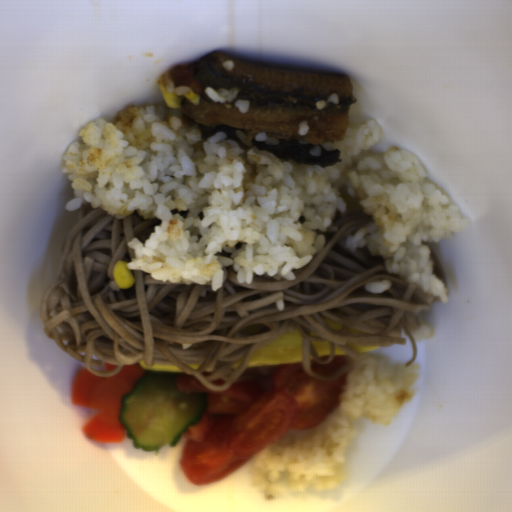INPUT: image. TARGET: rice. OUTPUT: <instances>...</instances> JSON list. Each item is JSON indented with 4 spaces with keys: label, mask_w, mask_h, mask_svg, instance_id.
I'll use <instances>...</instances> for the list:
<instances>
[{
    "label": "rice",
    "mask_w": 512,
    "mask_h": 512,
    "mask_svg": "<svg viewBox=\"0 0 512 512\" xmlns=\"http://www.w3.org/2000/svg\"><path fill=\"white\" fill-rule=\"evenodd\" d=\"M180 113L150 104L122 109L112 122L91 120L61 158L74 192L66 211L89 204L117 220L134 211L161 220L145 242L129 240L128 270L211 291L229 267L245 285L255 276L295 280L323 250L348 193L372 221L347 236V250L366 247L389 274L449 301L429 244L472 221L412 151L373 152L383 133L375 119L348 120L344 139L312 146L314 156L340 151L342 162L321 168L240 148L222 131L203 139L195 125L182 126Z\"/></svg>",
    "instance_id": "652b925c"
},
{
    "label": "rice",
    "mask_w": 512,
    "mask_h": 512,
    "mask_svg": "<svg viewBox=\"0 0 512 512\" xmlns=\"http://www.w3.org/2000/svg\"><path fill=\"white\" fill-rule=\"evenodd\" d=\"M420 365L391 364L390 357L365 356L354 363L341 388L339 405L313 428L290 430L254 455L251 486L266 501L306 489H336L348 476L346 450L357 432L355 421L389 425L412 398Z\"/></svg>",
    "instance_id": "023b6e5f"
},
{
    "label": "rice",
    "mask_w": 512,
    "mask_h": 512,
    "mask_svg": "<svg viewBox=\"0 0 512 512\" xmlns=\"http://www.w3.org/2000/svg\"><path fill=\"white\" fill-rule=\"evenodd\" d=\"M205 94L213 102L226 104V103H231L232 101L235 100V98L239 94V88L232 87L231 89H221L220 88L218 90H215L214 88L207 86L205 89Z\"/></svg>",
    "instance_id": "8eca5e8b"
},
{
    "label": "rice",
    "mask_w": 512,
    "mask_h": 512,
    "mask_svg": "<svg viewBox=\"0 0 512 512\" xmlns=\"http://www.w3.org/2000/svg\"><path fill=\"white\" fill-rule=\"evenodd\" d=\"M159 85H164V88L167 92H174L177 95H182L183 93H187L188 91H192L188 86L180 85L179 87L175 86L171 73L167 72L162 74L158 79Z\"/></svg>",
    "instance_id": "acb35da6"
},
{
    "label": "rice",
    "mask_w": 512,
    "mask_h": 512,
    "mask_svg": "<svg viewBox=\"0 0 512 512\" xmlns=\"http://www.w3.org/2000/svg\"><path fill=\"white\" fill-rule=\"evenodd\" d=\"M392 285V282L391 280H388V279H384V280H372L370 282H368L366 285H365V289L367 292L371 293V294H382L384 293L385 291H387L388 289H390Z\"/></svg>",
    "instance_id": "b023fe2a"
},
{
    "label": "rice",
    "mask_w": 512,
    "mask_h": 512,
    "mask_svg": "<svg viewBox=\"0 0 512 512\" xmlns=\"http://www.w3.org/2000/svg\"><path fill=\"white\" fill-rule=\"evenodd\" d=\"M434 332L430 326V324H422L420 325V328L415 330L412 334L415 341H423L429 338H432L434 336Z\"/></svg>",
    "instance_id": "e3fd555f"
},
{
    "label": "rice",
    "mask_w": 512,
    "mask_h": 512,
    "mask_svg": "<svg viewBox=\"0 0 512 512\" xmlns=\"http://www.w3.org/2000/svg\"><path fill=\"white\" fill-rule=\"evenodd\" d=\"M330 104H339V95L338 93H332L326 100H319L316 102L315 106L318 111L324 110Z\"/></svg>",
    "instance_id": "a3056103"
},
{
    "label": "rice",
    "mask_w": 512,
    "mask_h": 512,
    "mask_svg": "<svg viewBox=\"0 0 512 512\" xmlns=\"http://www.w3.org/2000/svg\"><path fill=\"white\" fill-rule=\"evenodd\" d=\"M255 142H264L266 145H276L278 144V139L275 137L267 136L265 132H259L255 138Z\"/></svg>",
    "instance_id": "f2f60c81"
},
{
    "label": "rice",
    "mask_w": 512,
    "mask_h": 512,
    "mask_svg": "<svg viewBox=\"0 0 512 512\" xmlns=\"http://www.w3.org/2000/svg\"><path fill=\"white\" fill-rule=\"evenodd\" d=\"M234 105H235V107H237V109L240 113H247L250 110V101H248V100L238 99L234 103Z\"/></svg>",
    "instance_id": "0b520998"
},
{
    "label": "rice",
    "mask_w": 512,
    "mask_h": 512,
    "mask_svg": "<svg viewBox=\"0 0 512 512\" xmlns=\"http://www.w3.org/2000/svg\"><path fill=\"white\" fill-rule=\"evenodd\" d=\"M309 127L310 125H308V121H301L299 122L298 124V134L299 136H306L307 133L309 132Z\"/></svg>",
    "instance_id": "e7b20468"
},
{
    "label": "rice",
    "mask_w": 512,
    "mask_h": 512,
    "mask_svg": "<svg viewBox=\"0 0 512 512\" xmlns=\"http://www.w3.org/2000/svg\"><path fill=\"white\" fill-rule=\"evenodd\" d=\"M222 66L225 68V70H227L228 72H231L232 70H234L236 64L233 60H227V61H224L222 63Z\"/></svg>",
    "instance_id": "d2b440a0"
}]
</instances>
